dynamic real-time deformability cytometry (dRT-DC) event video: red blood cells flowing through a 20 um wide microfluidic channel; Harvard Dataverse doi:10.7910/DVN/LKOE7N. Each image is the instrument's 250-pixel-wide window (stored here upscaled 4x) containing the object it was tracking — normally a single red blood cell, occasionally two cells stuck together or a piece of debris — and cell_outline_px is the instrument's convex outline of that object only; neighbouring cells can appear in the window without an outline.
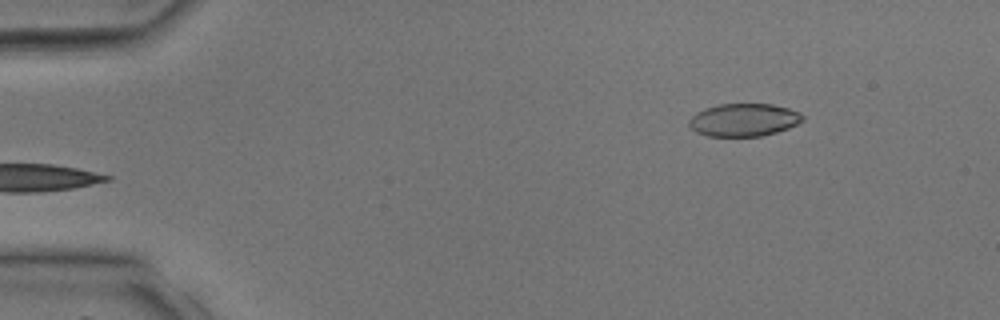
{"species": "common noctule bat (a hibernating species)", "species_latin": "Nyctalus noctula", "temperature_condition": "room temperature", "stored_images_in_passage": 34, "camera_frame_rate_fps": 3000, "um_per_image_px": 0.085, "animal": {"sex": "male", "body_mass_g": 17.9, "forearm_length_mm": 54.2}, "frame": {"image": 1, "passage_image": 1, "time_ms": 0.0, "image_size_px": [1000, 320], "cell_outline_px": [[804, 120], [788, 128], [776, 132], [760, 136], [708, 136], [696, 132], [688, 124], [688, 120], [696, 112], [704, 108], [720, 104], [772, 104], [788, 108], [800, 112], [804, 116]], "centroid_in_image_um": [63.22, 10.19], "position_along_channel_um": 21.8, "area_um2": 21.73}}
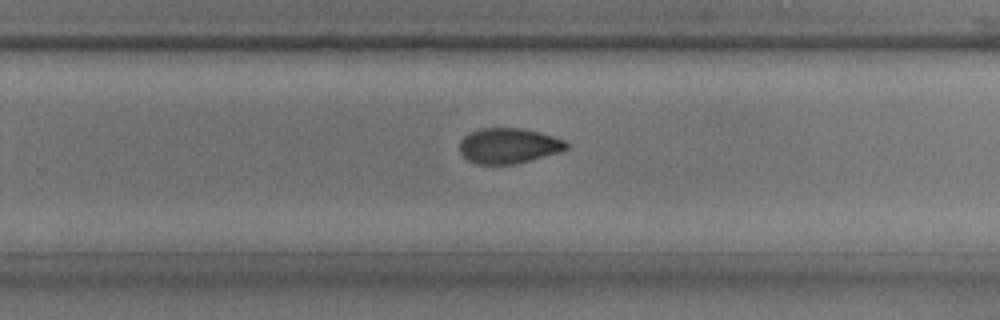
{"frame": {"image": 2, "passage_image": 21, "time_ms": 6.667, "image_size_px": [1000, 320], "cell_outline_px": [[568, 148], [560, 152], [512, 164], [476, 164], [468, 160], [460, 152], [460, 140], [464, 136], [480, 128], [520, 128], [540, 132], [564, 140], [568, 144]], "centroid_in_image_um": [43.22, 12.38], "position_along_channel_um": 286.6, "area_um2": 21.79}}
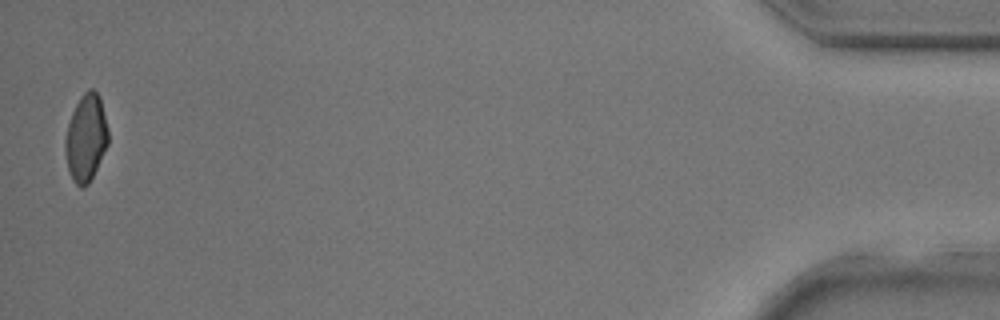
{"frame": {"image": 3, "passage_image": 34, "time_ms": 11.0, "image_size_px": [1000, 320], "cell_outline_px": [[108, 144], [88, 184], [80, 188], [72, 180], [68, 168], [64, 152], [64, 140], [68, 124], [72, 112], [80, 96], [88, 88], [92, 88], [100, 96], [108, 128]], "centroid_in_image_um": [7.29, 11.7], "position_along_channel_um": 427.9, "area_um2": 21.85}}